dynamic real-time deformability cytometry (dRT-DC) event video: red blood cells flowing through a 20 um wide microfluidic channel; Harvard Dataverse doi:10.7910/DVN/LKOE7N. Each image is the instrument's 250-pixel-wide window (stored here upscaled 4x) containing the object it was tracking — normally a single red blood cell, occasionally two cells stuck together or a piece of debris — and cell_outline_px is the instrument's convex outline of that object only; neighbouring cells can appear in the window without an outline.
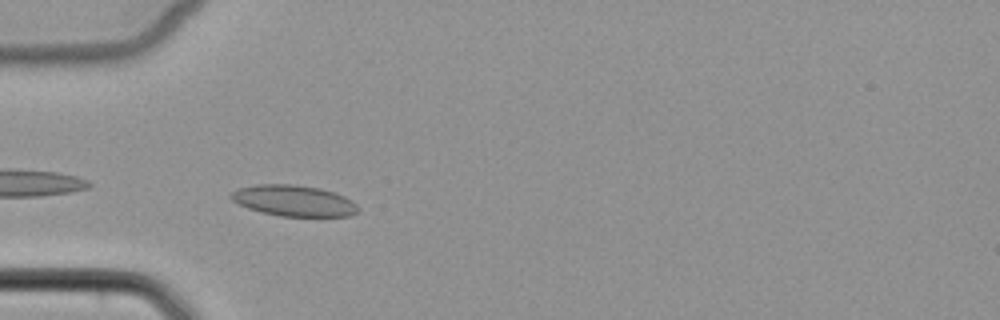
{"species": "common noctule bat (a hibernating species)", "species_latin": "Nyctalus noctula", "temperature_condition": "cold", "stored_images_in_passage": 7, "camera_frame_rate_fps": 3000, "um_per_image_px": 0.085, "animal": {"sex": "female", "body_mass_g": 22.7, "forearm_length_mm": 54.2}, "frame": {"image": 1, "passage_image": 3, "time_ms": 3.333, "image_size_px": [1000, 320], "cell_outline_px": [[360, 208], [352, 216], [280, 216], [260, 212], [248, 208], [232, 200], [228, 196], [236, 188], [256, 184], [292, 184], [320, 188], [336, 192], [344, 196], [356, 204]], "centroid_in_image_um": [24.96, 17.05], "position_along_channel_um": 60.0, "area_um2": 23.12}}
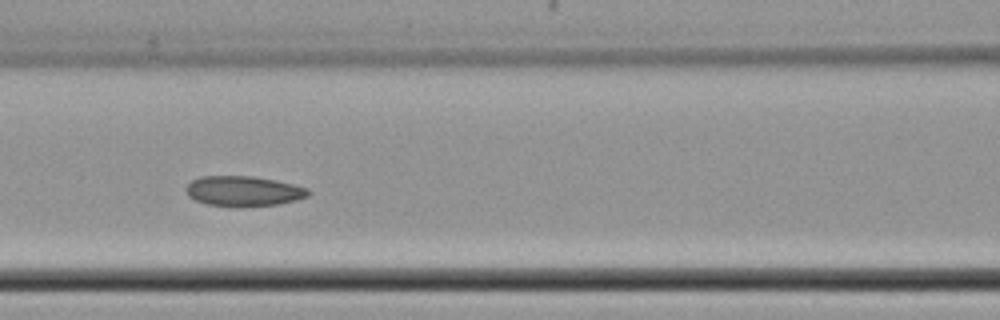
{"frame": {"image": 2, "passage_image": 5, "time_ms": 5.667, "image_size_px": [1000, 320], "cell_outline_px": [[312, 192], [308, 196], [296, 200], [276, 204], [208, 204], [196, 200], [188, 196], [188, 184], [192, 180], [200, 176], [252, 176], [276, 180], [308, 188]], "centroid_in_image_um": [20.74, 16.19], "position_along_channel_um": 145.9, "area_um2": 20.58}}
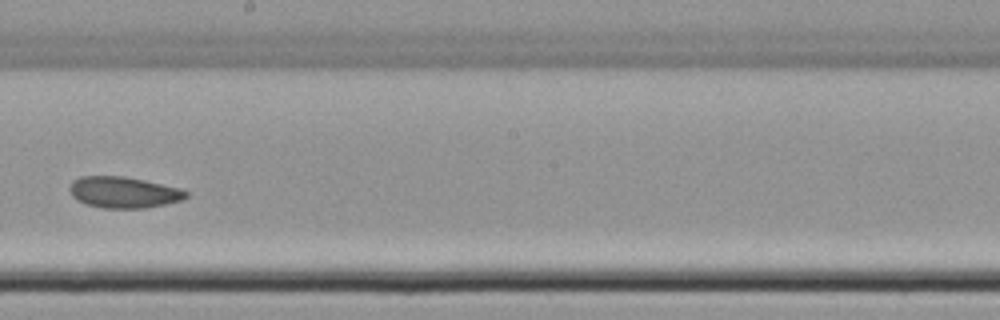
{"frame": {"image": 3, "passage_image": 7, "time_ms": 8.0, "image_size_px": [1000, 320], "cell_outline_px": [[188, 196], [180, 200], [164, 204], [144, 208], [104, 208], [88, 204], [76, 200], [72, 196], [68, 188], [72, 180], [80, 176], [124, 176], [144, 180], [180, 188], [188, 192]], "centroid_in_image_um": [10.47, 16.34], "position_along_channel_um": 237.7, "area_um2": 21.15}}